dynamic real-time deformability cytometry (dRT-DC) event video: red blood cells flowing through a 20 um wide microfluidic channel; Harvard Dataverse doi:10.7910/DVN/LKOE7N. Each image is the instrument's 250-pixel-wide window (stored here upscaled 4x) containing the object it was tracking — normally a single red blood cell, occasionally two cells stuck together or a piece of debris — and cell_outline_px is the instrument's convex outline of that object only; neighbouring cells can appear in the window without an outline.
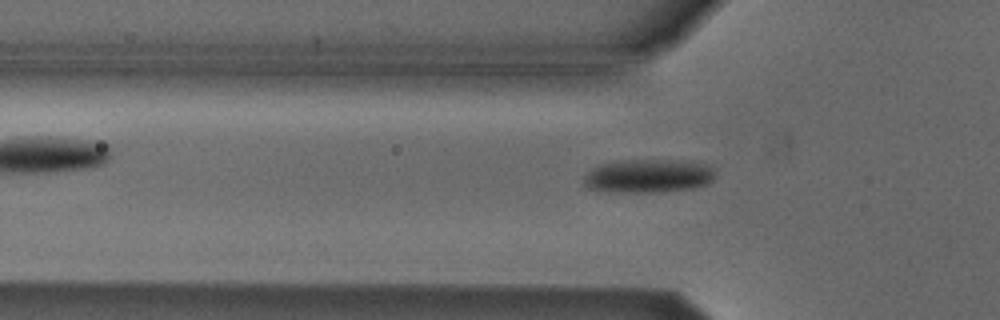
{"species": "Egyptian fruit bat (a non-hibernating species)", "species_latin": "Rousettus aegyptiacus", "temperature_condition": "cold", "stored_images_in_passage": 37, "camera_frame_rate_fps": 3000, "um_per_image_px": 0.085, "animal": {"sex": "male"}, "frame": {"image": 1, "passage_image": 16, "time_ms": 5.0, "image_size_px": [1000, 320], "cell_outline_px": [[712, 180], [708, 184], [696, 188], [660, 192], [628, 192], [588, 188], [584, 184], [584, 176], [592, 168], [600, 164], [632, 160], [672, 160], [704, 164], [712, 168]], "centroid_in_image_um": [55.11, 14.96], "position_along_channel_um": 70.7, "area_um2": 25.2}}
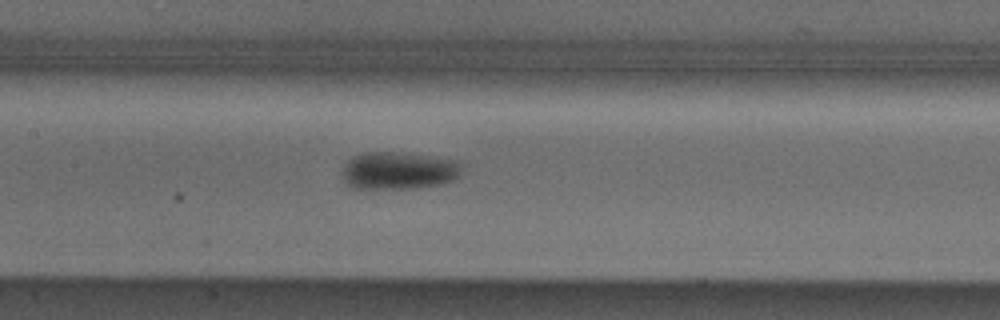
{"frame": {"image": 2, "passage_image": 24, "time_ms": 7.667, "image_size_px": [1000, 320], "cell_outline_px": [[460, 172], [452, 180], [440, 184], [416, 188], [352, 188], [340, 176], [344, 164], [352, 156], [364, 152], [392, 152], [456, 160], [460, 164]], "centroid_in_image_um": [33.79, 14.51], "position_along_channel_um": 173.6, "area_um2": 25.84}}
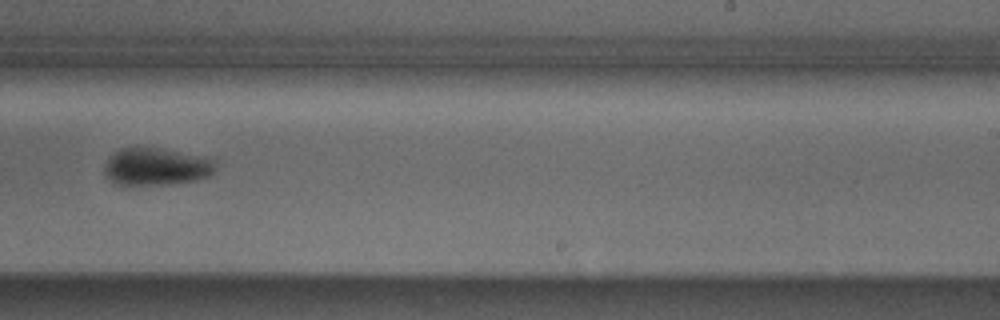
{"frame": {"image": 3, "passage_image": 32, "time_ms": 10.333, "image_size_px": [1000, 320], "cell_outline_px": [[216, 168], [208, 176], [196, 180], [160, 184], [120, 184], [112, 180], [104, 172], [104, 164], [120, 148], [156, 148], [216, 160]], "centroid_in_image_um": [13.28, 14.17], "position_along_channel_um": 275.7, "area_um2": 23.29}}